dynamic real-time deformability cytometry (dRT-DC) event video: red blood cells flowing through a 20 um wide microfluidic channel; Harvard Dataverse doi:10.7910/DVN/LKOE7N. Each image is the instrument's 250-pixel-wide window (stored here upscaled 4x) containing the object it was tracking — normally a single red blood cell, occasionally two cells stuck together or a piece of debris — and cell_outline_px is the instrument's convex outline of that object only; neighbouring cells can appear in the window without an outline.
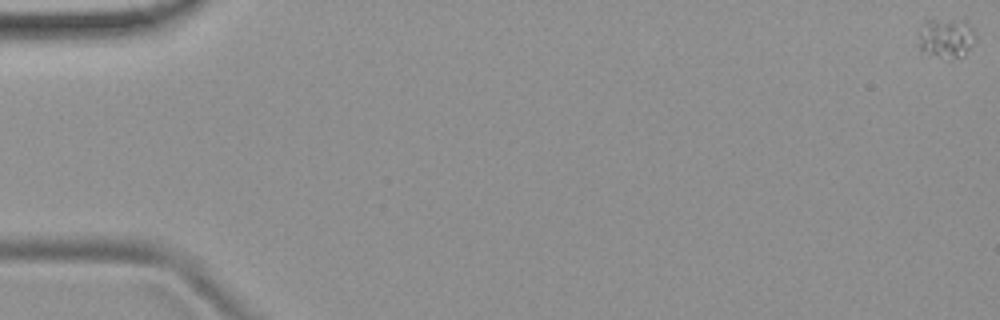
{"species": "common noctule bat (a hibernating species)", "species_latin": "Nyctalus noctula", "temperature_condition": "room temperature", "stored_images_in_passage": 7, "camera_frame_rate_fps": 3000, "um_per_image_px": 0.085, "animal": {"sex": "female", "body_mass_g": 19.9}, "frame": {"image": 1, "passage_image": 1, "time_ms": 0.0, "image_size_px": [1000, 320], "cell_outline_px": [[976, 36], [972, 44], [964, 56], [956, 56], [920, 52], [920, 36], [924, 20], [964, 20], [972, 28]], "centroid_in_image_um": [80.45, 3.18], "position_along_channel_um": 4.6, "area_um2": 12.43}}
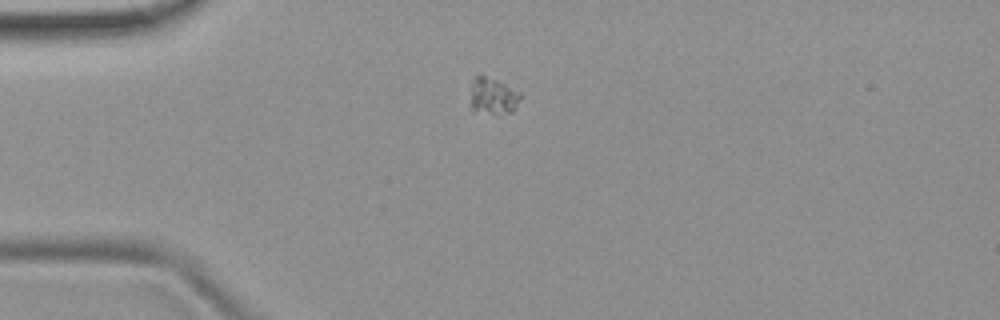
{"frame": {"image": 2, "passage_image": 5, "time_ms": 1.333, "image_size_px": [1000, 320], "cell_outline_px": [[520, 100], [512, 112], [496, 116], [472, 112], [472, 80], [480, 72], [520, 92]], "centroid_in_image_um": [41.89, 8.2], "position_along_channel_um": 43.1, "area_um2": 10.98}}
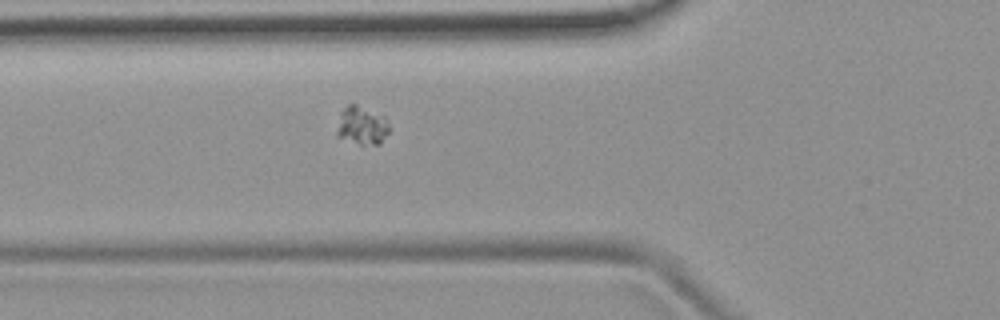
{"frame": {"image": 3, "passage_image": 7, "time_ms": 2.0, "image_size_px": [1000, 320], "cell_outline_px": [[388, 132], [380, 144], [360, 144], [336, 136], [336, 132], [340, 112], [348, 104], [356, 104], [384, 116], [388, 124]], "centroid_in_image_um": [30.73, 10.66], "position_along_channel_um": 95.1, "area_um2": 11.56}}